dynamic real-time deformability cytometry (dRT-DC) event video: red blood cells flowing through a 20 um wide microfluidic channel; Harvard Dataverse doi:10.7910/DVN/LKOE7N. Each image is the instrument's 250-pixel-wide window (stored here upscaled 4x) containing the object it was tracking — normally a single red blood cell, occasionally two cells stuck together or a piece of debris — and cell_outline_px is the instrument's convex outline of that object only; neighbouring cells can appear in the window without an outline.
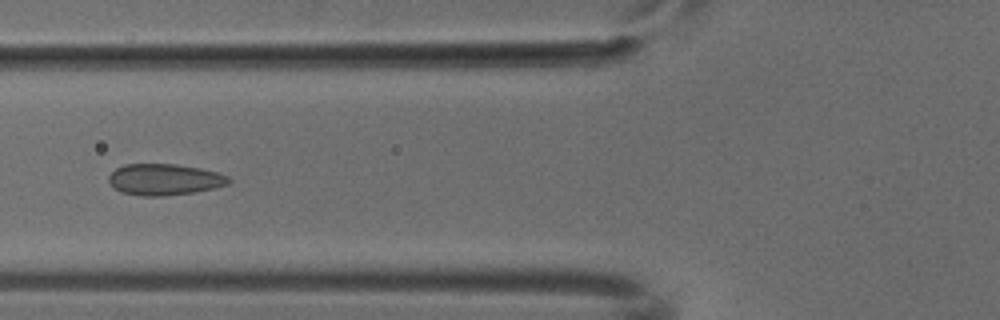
{"species": "common noctule bat (a hibernating species)", "species_latin": "Nyctalus noctula", "temperature_condition": "cold", "stored_images_in_passage": 6, "camera_frame_rate_fps": 3000, "um_per_image_px": 0.085, "animal": {"sex": "male", "body_mass_g": 18.8}, "frame": {"image": 1, "passage_image": 5, "time_ms": 1.333, "image_size_px": [1000, 320], "cell_outline_px": [[232, 180], [228, 184], [212, 188], [192, 192], [164, 196], [140, 196], [120, 192], [108, 180], [108, 176], [116, 168], [124, 164], [176, 164], [200, 168], [216, 172], [228, 176]], "centroid_in_image_um": [13.96, 15.25], "position_along_channel_um": 111.8, "area_um2": 21.79}}
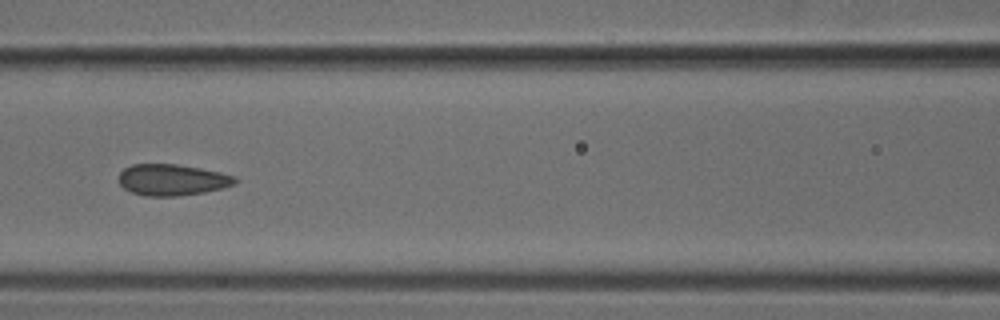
{"frame": {"image": 2, "passage_image": 6, "time_ms": 1.667, "image_size_px": [1000, 320], "cell_outline_px": [[240, 180], [236, 184], [224, 188], [204, 192], [176, 196], [144, 196], [132, 192], [124, 188], [120, 184], [120, 172], [124, 168], [132, 164], [176, 164], [200, 168], [220, 172], [236, 176]], "centroid_in_image_um": [14.68, 15.28], "position_along_channel_um": 151.9, "area_um2": 21.33}}